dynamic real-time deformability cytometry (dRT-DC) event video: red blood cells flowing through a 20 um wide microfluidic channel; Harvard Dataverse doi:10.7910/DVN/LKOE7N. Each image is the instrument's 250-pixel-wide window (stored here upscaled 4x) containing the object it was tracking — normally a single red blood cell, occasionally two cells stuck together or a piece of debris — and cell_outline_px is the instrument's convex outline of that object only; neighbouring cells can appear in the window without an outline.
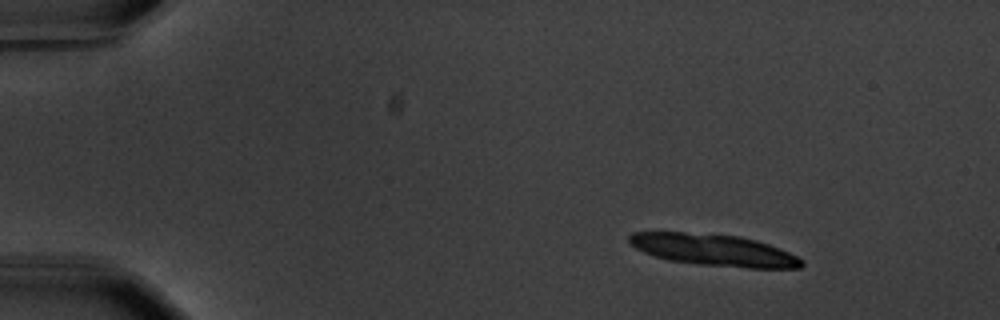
{"species": "common noctule bat (a hibernating species)", "species_latin": "Nyctalus noctula", "temperature_condition": "warm", "stored_images_in_passage": 10, "camera_frame_rate_fps": 3000, "um_per_image_px": 0.085, "animal": {"sex": "male", "body_mass_g": 20.1, "forearm_length_mm": 53.5}, "frame": {"image": 1, "passage_image": 1, "time_ms": 0.0, "image_size_px": [1000, 320], "cell_outline_px": [[804, 264], [800, 268], [748, 268], [700, 264], [668, 260], [644, 252], [636, 248], [628, 240], [628, 236], [632, 232], [684, 232], [740, 236], [756, 240], [768, 244], [788, 252], [804, 260]], "centroid_in_image_um": [60.68, 21.25], "position_along_channel_um": 24.3, "area_um2": 31.62}}